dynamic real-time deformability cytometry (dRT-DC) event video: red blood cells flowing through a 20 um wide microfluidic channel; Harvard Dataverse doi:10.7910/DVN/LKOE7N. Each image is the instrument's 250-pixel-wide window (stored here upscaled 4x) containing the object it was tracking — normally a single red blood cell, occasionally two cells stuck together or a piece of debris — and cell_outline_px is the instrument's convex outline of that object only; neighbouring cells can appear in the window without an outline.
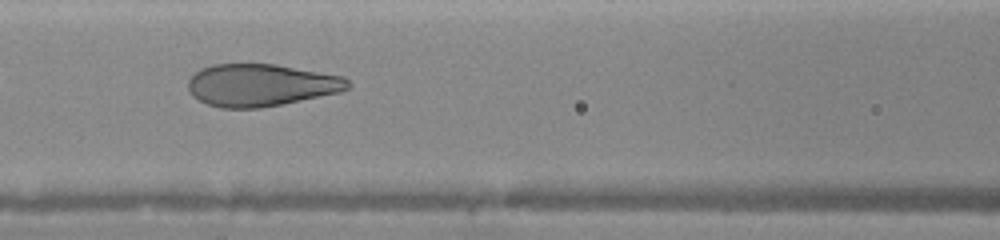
{"species": "human", "species_latin": "Homo sapiens", "temperature_condition": "warm", "stored_images_in_passage": 8, "camera_frame_rate_fps": 3000, "um_per_image_px": 0.085, "donor": {"sex": "female"}, "frame": {"image": 1, "passage_image": 7, "time_ms": 6.333, "image_size_px": [1000, 240], "cell_outline_px": [[352, 84], [348, 88], [340, 92], [260, 108], [220, 108], [208, 104], [192, 96], [188, 88], [188, 80], [200, 68], [212, 64], [276, 64], [344, 76]], "centroid_in_image_um": [22.17, 7.22], "position_along_channel_um": 144.4, "area_um2": 39.36}}